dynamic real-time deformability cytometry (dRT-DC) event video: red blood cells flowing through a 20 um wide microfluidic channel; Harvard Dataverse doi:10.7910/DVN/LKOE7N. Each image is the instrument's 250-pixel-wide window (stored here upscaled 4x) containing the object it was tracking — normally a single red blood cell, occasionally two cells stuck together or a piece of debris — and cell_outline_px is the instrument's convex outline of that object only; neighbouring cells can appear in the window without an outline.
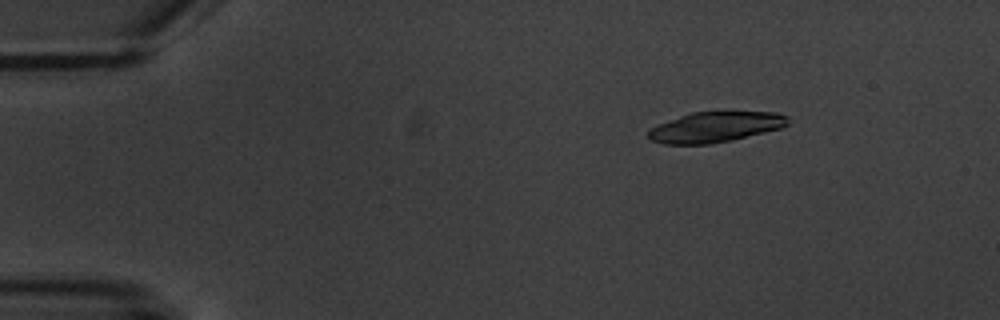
{"species": "common noctule bat (a hibernating species)", "species_latin": "Nyctalus noctula", "temperature_condition": "warm", "stored_images_in_passage": 4, "camera_frame_rate_fps": 3000, "um_per_image_px": 0.085, "animal": {"sex": "male", "body_mass_g": 20.1, "forearm_length_mm": 53.5}, "frame": {"image": 1, "passage_image": 2, "time_ms": 1.0, "image_size_px": [1000, 320], "cell_outline_px": [[788, 124], [780, 128], [732, 140], [708, 144], [664, 144], [652, 140], [648, 136], [648, 132], [652, 128], [660, 124], [680, 116], [692, 112], [776, 112], [788, 116]], "centroid_in_image_um": [60.82, 10.8], "position_along_channel_um": 24.2, "area_um2": 24.33}}